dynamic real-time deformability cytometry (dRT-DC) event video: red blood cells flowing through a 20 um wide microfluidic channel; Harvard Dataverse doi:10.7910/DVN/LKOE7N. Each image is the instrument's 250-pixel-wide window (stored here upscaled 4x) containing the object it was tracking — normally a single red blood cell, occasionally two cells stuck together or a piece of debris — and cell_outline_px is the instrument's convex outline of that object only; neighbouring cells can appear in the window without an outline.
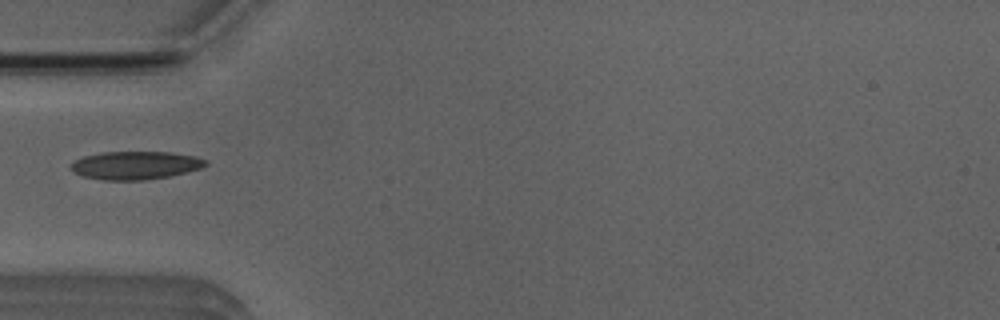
{"species": "Egyptian fruit bat (a non-hibernating species)", "species_latin": "Rousettus aegyptiacus", "temperature_condition": "room temperature", "stored_images_in_passage": 4, "camera_frame_rate_fps": 3000, "um_per_image_px": 0.085, "animal": {"sex": "male"}, "frame": {"image": 1, "passage_image": 3, "time_ms": 3.333, "image_size_px": [1000, 320], "cell_outline_px": [[208, 164], [200, 168], [168, 176], [144, 180], [104, 180], [80, 176], [72, 172], [68, 168], [76, 160], [84, 156], [100, 152], [168, 152], [196, 156], [208, 160]], "centroid_in_image_um": [11.47, 14.05], "position_along_channel_um": 73.5, "area_um2": 22.14}}
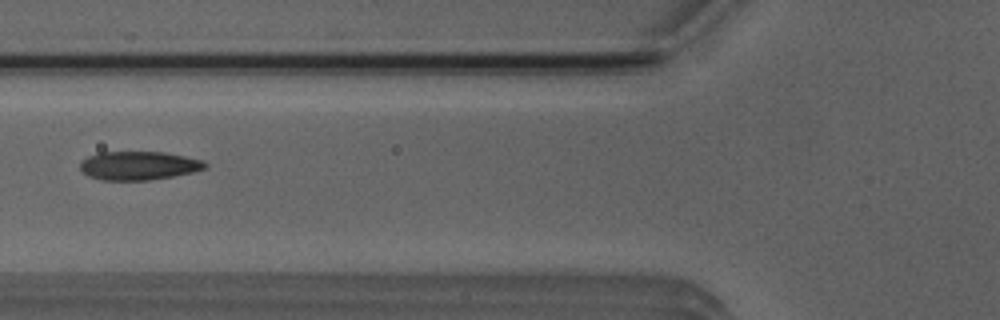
{"frame": {"image": 2, "passage_image": 4, "time_ms": 4.333, "image_size_px": [1000, 320], "cell_outline_px": [[208, 168], [192, 172], [172, 176], [148, 180], [104, 180], [88, 176], [80, 168], [80, 160], [88, 156], [100, 152], [164, 152], [204, 160], [208, 164]], "centroid_in_image_um": [11.8, 14.07], "position_along_channel_um": 114.0, "area_um2": 20.87}}